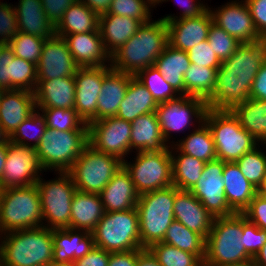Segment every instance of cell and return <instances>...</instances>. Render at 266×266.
<instances>
[{
    "mask_svg": "<svg viewBox=\"0 0 266 266\" xmlns=\"http://www.w3.org/2000/svg\"><path fill=\"white\" fill-rule=\"evenodd\" d=\"M266 61V39L242 43L217 69L208 109L231 110L250 98L253 81Z\"/></svg>",
    "mask_w": 266,
    "mask_h": 266,
    "instance_id": "6da1fadb",
    "label": "cell"
},
{
    "mask_svg": "<svg viewBox=\"0 0 266 266\" xmlns=\"http://www.w3.org/2000/svg\"><path fill=\"white\" fill-rule=\"evenodd\" d=\"M168 42L165 21H148L117 51L110 56L113 70L135 76L139 71L155 64Z\"/></svg>",
    "mask_w": 266,
    "mask_h": 266,
    "instance_id": "7a4b0ae2",
    "label": "cell"
},
{
    "mask_svg": "<svg viewBox=\"0 0 266 266\" xmlns=\"http://www.w3.org/2000/svg\"><path fill=\"white\" fill-rule=\"evenodd\" d=\"M2 240L0 266H40L52 263L53 240L50 228L42 226L10 231L4 233Z\"/></svg>",
    "mask_w": 266,
    "mask_h": 266,
    "instance_id": "3957f363",
    "label": "cell"
},
{
    "mask_svg": "<svg viewBox=\"0 0 266 266\" xmlns=\"http://www.w3.org/2000/svg\"><path fill=\"white\" fill-rule=\"evenodd\" d=\"M242 213L215 217L206 238L204 266H224L253 259L245 250Z\"/></svg>",
    "mask_w": 266,
    "mask_h": 266,
    "instance_id": "277c9868",
    "label": "cell"
},
{
    "mask_svg": "<svg viewBox=\"0 0 266 266\" xmlns=\"http://www.w3.org/2000/svg\"><path fill=\"white\" fill-rule=\"evenodd\" d=\"M41 199L36 186L11 187L0 193V237L10 231L42 227Z\"/></svg>",
    "mask_w": 266,
    "mask_h": 266,
    "instance_id": "5b68a950",
    "label": "cell"
},
{
    "mask_svg": "<svg viewBox=\"0 0 266 266\" xmlns=\"http://www.w3.org/2000/svg\"><path fill=\"white\" fill-rule=\"evenodd\" d=\"M175 186L139 195L136 205L142 249L162 242L174 218Z\"/></svg>",
    "mask_w": 266,
    "mask_h": 266,
    "instance_id": "8992f818",
    "label": "cell"
},
{
    "mask_svg": "<svg viewBox=\"0 0 266 266\" xmlns=\"http://www.w3.org/2000/svg\"><path fill=\"white\" fill-rule=\"evenodd\" d=\"M204 122L212 132L217 159L224 162H236L259 144L231 110L207 109Z\"/></svg>",
    "mask_w": 266,
    "mask_h": 266,
    "instance_id": "52a82bcc",
    "label": "cell"
},
{
    "mask_svg": "<svg viewBox=\"0 0 266 266\" xmlns=\"http://www.w3.org/2000/svg\"><path fill=\"white\" fill-rule=\"evenodd\" d=\"M91 233L95 247L110 253L142 249L136 207L126 211L105 212Z\"/></svg>",
    "mask_w": 266,
    "mask_h": 266,
    "instance_id": "ba28073f",
    "label": "cell"
},
{
    "mask_svg": "<svg viewBox=\"0 0 266 266\" xmlns=\"http://www.w3.org/2000/svg\"><path fill=\"white\" fill-rule=\"evenodd\" d=\"M88 144V131L47 128L35 149L44 170L68 172Z\"/></svg>",
    "mask_w": 266,
    "mask_h": 266,
    "instance_id": "9c48e42d",
    "label": "cell"
},
{
    "mask_svg": "<svg viewBox=\"0 0 266 266\" xmlns=\"http://www.w3.org/2000/svg\"><path fill=\"white\" fill-rule=\"evenodd\" d=\"M122 166L120 158L88 144L68 172L78 191L99 194Z\"/></svg>",
    "mask_w": 266,
    "mask_h": 266,
    "instance_id": "30bf717a",
    "label": "cell"
},
{
    "mask_svg": "<svg viewBox=\"0 0 266 266\" xmlns=\"http://www.w3.org/2000/svg\"><path fill=\"white\" fill-rule=\"evenodd\" d=\"M59 178L36 182L41 199L43 220L47 224L43 227L50 229L70 228L71 202L76 186L69 172H57Z\"/></svg>",
    "mask_w": 266,
    "mask_h": 266,
    "instance_id": "8fae6325",
    "label": "cell"
},
{
    "mask_svg": "<svg viewBox=\"0 0 266 266\" xmlns=\"http://www.w3.org/2000/svg\"><path fill=\"white\" fill-rule=\"evenodd\" d=\"M170 150L166 148L160 152L140 151L136 153L134 163L123 161V166L130 173L139 194L173 185Z\"/></svg>",
    "mask_w": 266,
    "mask_h": 266,
    "instance_id": "7c38bea8",
    "label": "cell"
},
{
    "mask_svg": "<svg viewBox=\"0 0 266 266\" xmlns=\"http://www.w3.org/2000/svg\"><path fill=\"white\" fill-rule=\"evenodd\" d=\"M42 170L44 169L34 147L8 140L5 166L0 180L1 189L34 185L41 178L38 174Z\"/></svg>",
    "mask_w": 266,
    "mask_h": 266,
    "instance_id": "4fadbf2b",
    "label": "cell"
},
{
    "mask_svg": "<svg viewBox=\"0 0 266 266\" xmlns=\"http://www.w3.org/2000/svg\"><path fill=\"white\" fill-rule=\"evenodd\" d=\"M207 109L205 100L189 95L159 103L156 114L165 141H169L172 132L179 133L189 128L193 117L197 118L198 123H203Z\"/></svg>",
    "mask_w": 266,
    "mask_h": 266,
    "instance_id": "5bb4252c",
    "label": "cell"
},
{
    "mask_svg": "<svg viewBox=\"0 0 266 266\" xmlns=\"http://www.w3.org/2000/svg\"><path fill=\"white\" fill-rule=\"evenodd\" d=\"M131 122L116 116L88 124V141L95 150L114 155L122 161L130 151Z\"/></svg>",
    "mask_w": 266,
    "mask_h": 266,
    "instance_id": "9a60e30c",
    "label": "cell"
},
{
    "mask_svg": "<svg viewBox=\"0 0 266 266\" xmlns=\"http://www.w3.org/2000/svg\"><path fill=\"white\" fill-rule=\"evenodd\" d=\"M224 161L215 159L205 163L200 179L190 192L215 217L229 216L236 213L225 197L223 181Z\"/></svg>",
    "mask_w": 266,
    "mask_h": 266,
    "instance_id": "2e32d148",
    "label": "cell"
},
{
    "mask_svg": "<svg viewBox=\"0 0 266 266\" xmlns=\"http://www.w3.org/2000/svg\"><path fill=\"white\" fill-rule=\"evenodd\" d=\"M111 70V66L78 67L76 70L74 108L86 124L97 121V100L103 78Z\"/></svg>",
    "mask_w": 266,
    "mask_h": 266,
    "instance_id": "e0dca14e",
    "label": "cell"
},
{
    "mask_svg": "<svg viewBox=\"0 0 266 266\" xmlns=\"http://www.w3.org/2000/svg\"><path fill=\"white\" fill-rule=\"evenodd\" d=\"M77 69L78 66L63 37L54 35L52 38L45 39L37 64V82L75 76Z\"/></svg>",
    "mask_w": 266,
    "mask_h": 266,
    "instance_id": "ac0fdd59",
    "label": "cell"
},
{
    "mask_svg": "<svg viewBox=\"0 0 266 266\" xmlns=\"http://www.w3.org/2000/svg\"><path fill=\"white\" fill-rule=\"evenodd\" d=\"M210 12L213 23L241 43H253L263 39L255 28L245 1L228 2L221 8L219 7L218 10L212 11L210 9Z\"/></svg>",
    "mask_w": 266,
    "mask_h": 266,
    "instance_id": "d6986e66",
    "label": "cell"
},
{
    "mask_svg": "<svg viewBox=\"0 0 266 266\" xmlns=\"http://www.w3.org/2000/svg\"><path fill=\"white\" fill-rule=\"evenodd\" d=\"M212 23L213 18L210 8L197 17L175 19L166 22L169 45L188 52L192 47L207 40Z\"/></svg>",
    "mask_w": 266,
    "mask_h": 266,
    "instance_id": "ffe728a7",
    "label": "cell"
},
{
    "mask_svg": "<svg viewBox=\"0 0 266 266\" xmlns=\"http://www.w3.org/2000/svg\"><path fill=\"white\" fill-rule=\"evenodd\" d=\"M82 231V232H81ZM53 260L55 264H71L84 257L94 247L93 234L86 230L52 229Z\"/></svg>",
    "mask_w": 266,
    "mask_h": 266,
    "instance_id": "44dd1931",
    "label": "cell"
},
{
    "mask_svg": "<svg viewBox=\"0 0 266 266\" xmlns=\"http://www.w3.org/2000/svg\"><path fill=\"white\" fill-rule=\"evenodd\" d=\"M174 218L205 240L209 236L214 217L188 190L175 187Z\"/></svg>",
    "mask_w": 266,
    "mask_h": 266,
    "instance_id": "7402d4cb",
    "label": "cell"
},
{
    "mask_svg": "<svg viewBox=\"0 0 266 266\" xmlns=\"http://www.w3.org/2000/svg\"><path fill=\"white\" fill-rule=\"evenodd\" d=\"M35 109L34 92L4 90L0 99V126L3 132L9 137Z\"/></svg>",
    "mask_w": 266,
    "mask_h": 266,
    "instance_id": "603a6c76",
    "label": "cell"
},
{
    "mask_svg": "<svg viewBox=\"0 0 266 266\" xmlns=\"http://www.w3.org/2000/svg\"><path fill=\"white\" fill-rule=\"evenodd\" d=\"M78 67L109 66L110 55L104 48L100 32L69 34L64 37Z\"/></svg>",
    "mask_w": 266,
    "mask_h": 266,
    "instance_id": "cb8c5ba5",
    "label": "cell"
},
{
    "mask_svg": "<svg viewBox=\"0 0 266 266\" xmlns=\"http://www.w3.org/2000/svg\"><path fill=\"white\" fill-rule=\"evenodd\" d=\"M105 212L126 211L135 208L139 199L130 173L124 166L99 193Z\"/></svg>",
    "mask_w": 266,
    "mask_h": 266,
    "instance_id": "d4e9b609",
    "label": "cell"
},
{
    "mask_svg": "<svg viewBox=\"0 0 266 266\" xmlns=\"http://www.w3.org/2000/svg\"><path fill=\"white\" fill-rule=\"evenodd\" d=\"M76 84L74 76L39 80L34 90L37 108H74Z\"/></svg>",
    "mask_w": 266,
    "mask_h": 266,
    "instance_id": "484cf974",
    "label": "cell"
},
{
    "mask_svg": "<svg viewBox=\"0 0 266 266\" xmlns=\"http://www.w3.org/2000/svg\"><path fill=\"white\" fill-rule=\"evenodd\" d=\"M166 144L156 112L138 116L131 122L130 150L160 152L170 147Z\"/></svg>",
    "mask_w": 266,
    "mask_h": 266,
    "instance_id": "4316f807",
    "label": "cell"
},
{
    "mask_svg": "<svg viewBox=\"0 0 266 266\" xmlns=\"http://www.w3.org/2000/svg\"><path fill=\"white\" fill-rule=\"evenodd\" d=\"M104 214L100 194L75 191L71 202L70 228L91 233Z\"/></svg>",
    "mask_w": 266,
    "mask_h": 266,
    "instance_id": "83f0119b",
    "label": "cell"
},
{
    "mask_svg": "<svg viewBox=\"0 0 266 266\" xmlns=\"http://www.w3.org/2000/svg\"><path fill=\"white\" fill-rule=\"evenodd\" d=\"M14 7L18 32L49 39L55 35V26L48 20L41 0H20Z\"/></svg>",
    "mask_w": 266,
    "mask_h": 266,
    "instance_id": "f1b7e54d",
    "label": "cell"
},
{
    "mask_svg": "<svg viewBox=\"0 0 266 266\" xmlns=\"http://www.w3.org/2000/svg\"><path fill=\"white\" fill-rule=\"evenodd\" d=\"M141 23L126 16L101 14L99 16V31L103 45L111 56L122 47L136 32Z\"/></svg>",
    "mask_w": 266,
    "mask_h": 266,
    "instance_id": "f546056e",
    "label": "cell"
},
{
    "mask_svg": "<svg viewBox=\"0 0 266 266\" xmlns=\"http://www.w3.org/2000/svg\"><path fill=\"white\" fill-rule=\"evenodd\" d=\"M223 181L228 205L236 213H242L257 194V188L243 176L235 162H224Z\"/></svg>",
    "mask_w": 266,
    "mask_h": 266,
    "instance_id": "4dcf8cb0",
    "label": "cell"
},
{
    "mask_svg": "<svg viewBox=\"0 0 266 266\" xmlns=\"http://www.w3.org/2000/svg\"><path fill=\"white\" fill-rule=\"evenodd\" d=\"M131 74L111 70L104 78L102 89L97 100V121L107 117H114L123 101Z\"/></svg>",
    "mask_w": 266,
    "mask_h": 266,
    "instance_id": "1f68e13d",
    "label": "cell"
},
{
    "mask_svg": "<svg viewBox=\"0 0 266 266\" xmlns=\"http://www.w3.org/2000/svg\"><path fill=\"white\" fill-rule=\"evenodd\" d=\"M99 14L82 1L72 4L55 26V35L65 37L69 34L100 32Z\"/></svg>",
    "mask_w": 266,
    "mask_h": 266,
    "instance_id": "d6a6232c",
    "label": "cell"
},
{
    "mask_svg": "<svg viewBox=\"0 0 266 266\" xmlns=\"http://www.w3.org/2000/svg\"><path fill=\"white\" fill-rule=\"evenodd\" d=\"M158 103L148 89L133 77L128 84L123 101L120 103L116 117L132 122L138 116L156 112Z\"/></svg>",
    "mask_w": 266,
    "mask_h": 266,
    "instance_id": "836d02e7",
    "label": "cell"
},
{
    "mask_svg": "<svg viewBox=\"0 0 266 266\" xmlns=\"http://www.w3.org/2000/svg\"><path fill=\"white\" fill-rule=\"evenodd\" d=\"M191 62L188 53L167 45L154 66L179 95H185L184 74Z\"/></svg>",
    "mask_w": 266,
    "mask_h": 266,
    "instance_id": "e575fe53",
    "label": "cell"
},
{
    "mask_svg": "<svg viewBox=\"0 0 266 266\" xmlns=\"http://www.w3.org/2000/svg\"><path fill=\"white\" fill-rule=\"evenodd\" d=\"M231 111L243 129L258 143L266 144V100L248 98L234 106Z\"/></svg>",
    "mask_w": 266,
    "mask_h": 266,
    "instance_id": "d590c367",
    "label": "cell"
},
{
    "mask_svg": "<svg viewBox=\"0 0 266 266\" xmlns=\"http://www.w3.org/2000/svg\"><path fill=\"white\" fill-rule=\"evenodd\" d=\"M174 145L170 149H178L181 153H185L206 163L217 159L213 135L205 122L199 123L198 128L193 133L188 134L187 138L179 140V143H174Z\"/></svg>",
    "mask_w": 266,
    "mask_h": 266,
    "instance_id": "8d00e7d4",
    "label": "cell"
},
{
    "mask_svg": "<svg viewBox=\"0 0 266 266\" xmlns=\"http://www.w3.org/2000/svg\"><path fill=\"white\" fill-rule=\"evenodd\" d=\"M172 158V182L173 185L179 190L190 191L200 179L203 168L205 166L204 161L181 153L178 149V156L173 155Z\"/></svg>",
    "mask_w": 266,
    "mask_h": 266,
    "instance_id": "74e56055",
    "label": "cell"
},
{
    "mask_svg": "<svg viewBox=\"0 0 266 266\" xmlns=\"http://www.w3.org/2000/svg\"><path fill=\"white\" fill-rule=\"evenodd\" d=\"M217 69L191 63L184 74L185 95L207 101L215 88Z\"/></svg>",
    "mask_w": 266,
    "mask_h": 266,
    "instance_id": "f35d334b",
    "label": "cell"
},
{
    "mask_svg": "<svg viewBox=\"0 0 266 266\" xmlns=\"http://www.w3.org/2000/svg\"><path fill=\"white\" fill-rule=\"evenodd\" d=\"M162 242L205 259L206 240L179 221L174 220L171 223Z\"/></svg>",
    "mask_w": 266,
    "mask_h": 266,
    "instance_id": "ab89813d",
    "label": "cell"
},
{
    "mask_svg": "<svg viewBox=\"0 0 266 266\" xmlns=\"http://www.w3.org/2000/svg\"><path fill=\"white\" fill-rule=\"evenodd\" d=\"M148 250L161 266H204V260L199 256L163 242L151 245Z\"/></svg>",
    "mask_w": 266,
    "mask_h": 266,
    "instance_id": "60d3db41",
    "label": "cell"
},
{
    "mask_svg": "<svg viewBox=\"0 0 266 266\" xmlns=\"http://www.w3.org/2000/svg\"><path fill=\"white\" fill-rule=\"evenodd\" d=\"M42 111L46 127L59 131H88L75 108H38Z\"/></svg>",
    "mask_w": 266,
    "mask_h": 266,
    "instance_id": "b9f144b4",
    "label": "cell"
},
{
    "mask_svg": "<svg viewBox=\"0 0 266 266\" xmlns=\"http://www.w3.org/2000/svg\"><path fill=\"white\" fill-rule=\"evenodd\" d=\"M134 77L148 89L158 104L180 96L154 65L139 71Z\"/></svg>",
    "mask_w": 266,
    "mask_h": 266,
    "instance_id": "7bdbcfd3",
    "label": "cell"
},
{
    "mask_svg": "<svg viewBox=\"0 0 266 266\" xmlns=\"http://www.w3.org/2000/svg\"><path fill=\"white\" fill-rule=\"evenodd\" d=\"M46 129L45 119L40 115L37 109L15 129L8 137V140L17 144L36 148ZM30 141H34V143H28Z\"/></svg>",
    "mask_w": 266,
    "mask_h": 266,
    "instance_id": "ee69618b",
    "label": "cell"
},
{
    "mask_svg": "<svg viewBox=\"0 0 266 266\" xmlns=\"http://www.w3.org/2000/svg\"><path fill=\"white\" fill-rule=\"evenodd\" d=\"M259 147H254L235 162L243 176L256 188L266 176V154Z\"/></svg>",
    "mask_w": 266,
    "mask_h": 266,
    "instance_id": "f6af8a7d",
    "label": "cell"
},
{
    "mask_svg": "<svg viewBox=\"0 0 266 266\" xmlns=\"http://www.w3.org/2000/svg\"><path fill=\"white\" fill-rule=\"evenodd\" d=\"M44 41L45 38L17 32L8 42V46L13 50L15 56L37 65Z\"/></svg>",
    "mask_w": 266,
    "mask_h": 266,
    "instance_id": "bcb514c9",
    "label": "cell"
},
{
    "mask_svg": "<svg viewBox=\"0 0 266 266\" xmlns=\"http://www.w3.org/2000/svg\"><path fill=\"white\" fill-rule=\"evenodd\" d=\"M151 6L155 5L150 0H112L107 12L103 14L126 16L143 24L150 21Z\"/></svg>",
    "mask_w": 266,
    "mask_h": 266,
    "instance_id": "7dc6e473",
    "label": "cell"
},
{
    "mask_svg": "<svg viewBox=\"0 0 266 266\" xmlns=\"http://www.w3.org/2000/svg\"><path fill=\"white\" fill-rule=\"evenodd\" d=\"M37 85V65L14 56L11 64V90L24 89L34 92Z\"/></svg>",
    "mask_w": 266,
    "mask_h": 266,
    "instance_id": "c3c4849f",
    "label": "cell"
},
{
    "mask_svg": "<svg viewBox=\"0 0 266 266\" xmlns=\"http://www.w3.org/2000/svg\"><path fill=\"white\" fill-rule=\"evenodd\" d=\"M207 41L221 62L227 60L242 44L214 23L210 26Z\"/></svg>",
    "mask_w": 266,
    "mask_h": 266,
    "instance_id": "681fc988",
    "label": "cell"
},
{
    "mask_svg": "<svg viewBox=\"0 0 266 266\" xmlns=\"http://www.w3.org/2000/svg\"><path fill=\"white\" fill-rule=\"evenodd\" d=\"M243 245L246 252L254 258L266 242V230L260 229L250 222L242 213V235Z\"/></svg>",
    "mask_w": 266,
    "mask_h": 266,
    "instance_id": "f907efd6",
    "label": "cell"
},
{
    "mask_svg": "<svg viewBox=\"0 0 266 266\" xmlns=\"http://www.w3.org/2000/svg\"><path fill=\"white\" fill-rule=\"evenodd\" d=\"M187 53L190 62L197 66L200 65L209 68H219L221 66L222 62L216 56L207 40L192 47Z\"/></svg>",
    "mask_w": 266,
    "mask_h": 266,
    "instance_id": "816d5d0a",
    "label": "cell"
},
{
    "mask_svg": "<svg viewBox=\"0 0 266 266\" xmlns=\"http://www.w3.org/2000/svg\"><path fill=\"white\" fill-rule=\"evenodd\" d=\"M12 6L0 2V41L6 44L18 32L16 12Z\"/></svg>",
    "mask_w": 266,
    "mask_h": 266,
    "instance_id": "f5cc1de1",
    "label": "cell"
},
{
    "mask_svg": "<svg viewBox=\"0 0 266 266\" xmlns=\"http://www.w3.org/2000/svg\"><path fill=\"white\" fill-rule=\"evenodd\" d=\"M242 213L250 222L260 229L266 230V198L256 194L250 205Z\"/></svg>",
    "mask_w": 266,
    "mask_h": 266,
    "instance_id": "db71d44e",
    "label": "cell"
},
{
    "mask_svg": "<svg viewBox=\"0 0 266 266\" xmlns=\"http://www.w3.org/2000/svg\"><path fill=\"white\" fill-rule=\"evenodd\" d=\"M258 34L266 39V0H245Z\"/></svg>",
    "mask_w": 266,
    "mask_h": 266,
    "instance_id": "11a10c76",
    "label": "cell"
},
{
    "mask_svg": "<svg viewBox=\"0 0 266 266\" xmlns=\"http://www.w3.org/2000/svg\"><path fill=\"white\" fill-rule=\"evenodd\" d=\"M78 0H41L48 20L56 26L67 9Z\"/></svg>",
    "mask_w": 266,
    "mask_h": 266,
    "instance_id": "9f6ffc18",
    "label": "cell"
},
{
    "mask_svg": "<svg viewBox=\"0 0 266 266\" xmlns=\"http://www.w3.org/2000/svg\"><path fill=\"white\" fill-rule=\"evenodd\" d=\"M14 56L8 44L0 53V88L4 90H11V64Z\"/></svg>",
    "mask_w": 266,
    "mask_h": 266,
    "instance_id": "6f0895ef",
    "label": "cell"
},
{
    "mask_svg": "<svg viewBox=\"0 0 266 266\" xmlns=\"http://www.w3.org/2000/svg\"><path fill=\"white\" fill-rule=\"evenodd\" d=\"M166 0H160L157 5L161 2H164ZM168 1V0H167ZM178 4L182 6L184 9L181 16H172V15H167L166 17L161 18V20L165 22H169L175 19H183V18H190V17H197L201 14H203L209 7L203 5V3H200L199 1L197 2L196 0H177ZM176 17V18H175Z\"/></svg>",
    "mask_w": 266,
    "mask_h": 266,
    "instance_id": "680465c9",
    "label": "cell"
},
{
    "mask_svg": "<svg viewBox=\"0 0 266 266\" xmlns=\"http://www.w3.org/2000/svg\"><path fill=\"white\" fill-rule=\"evenodd\" d=\"M110 252L94 247L84 257L76 259L72 266H108Z\"/></svg>",
    "mask_w": 266,
    "mask_h": 266,
    "instance_id": "91938a15",
    "label": "cell"
},
{
    "mask_svg": "<svg viewBox=\"0 0 266 266\" xmlns=\"http://www.w3.org/2000/svg\"><path fill=\"white\" fill-rule=\"evenodd\" d=\"M138 249L110 253L108 266H136Z\"/></svg>",
    "mask_w": 266,
    "mask_h": 266,
    "instance_id": "94428289",
    "label": "cell"
},
{
    "mask_svg": "<svg viewBox=\"0 0 266 266\" xmlns=\"http://www.w3.org/2000/svg\"><path fill=\"white\" fill-rule=\"evenodd\" d=\"M250 98L266 100V61L256 74L250 91Z\"/></svg>",
    "mask_w": 266,
    "mask_h": 266,
    "instance_id": "6125c7cd",
    "label": "cell"
},
{
    "mask_svg": "<svg viewBox=\"0 0 266 266\" xmlns=\"http://www.w3.org/2000/svg\"><path fill=\"white\" fill-rule=\"evenodd\" d=\"M136 266H161L148 249H138Z\"/></svg>",
    "mask_w": 266,
    "mask_h": 266,
    "instance_id": "be15d7a7",
    "label": "cell"
},
{
    "mask_svg": "<svg viewBox=\"0 0 266 266\" xmlns=\"http://www.w3.org/2000/svg\"><path fill=\"white\" fill-rule=\"evenodd\" d=\"M99 15L106 13L112 0H80Z\"/></svg>",
    "mask_w": 266,
    "mask_h": 266,
    "instance_id": "e7e4bbea",
    "label": "cell"
},
{
    "mask_svg": "<svg viewBox=\"0 0 266 266\" xmlns=\"http://www.w3.org/2000/svg\"><path fill=\"white\" fill-rule=\"evenodd\" d=\"M7 149H8V141L6 143H0V180L2 178L4 171Z\"/></svg>",
    "mask_w": 266,
    "mask_h": 266,
    "instance_id": "03108f58",
    "label": "cell"
},
{
    "mask_svg": "<svg viewBox=\"0 0 266 266\" xmlns=\"http://www.w3.org/2000/svg\"><path fill=\"white\" fill-rule=\"evenodd\" d=\"M257 266H266V242L260 251L253 258Z\"/></svg>",
    "mask_w": 266,
    "mask_h": 266,
    "instance_id": "003e7915",
    "label": "cell"
},
{
    "mask_svg": "<svg viewBox=\"0 0 266 266\" xmlns=\"http://www.w3.org/2000/svg\"><path fill=\"white\" fill-rule=\"evenodd\" d=\"M257 194L263 198H266V176L262 180V183L257 188Z\"/></svg>",
    "mask_w": 266,
    "mask_h": 266,
    "instance_id": "a7ac6f4b",
    "label": "cell"
},
{
    "mask_svg": "<svg viewBox=\"0 0 266 266\" xmlns=\"http://www.w3.org/2000/svg\"><path fill=\"white\" fill-rule=\"evenodd\" d=\"M224 266H257V264L255 263L253 259H250V260H246L240 263L227 264Z\"/></svg>",
    "mask_w": 266,
    "mask_h": 266,
    "instance_id": "89a4df30",
    "label": "cell"
},
{
    "mask_svg": "<svg viewBox=\"0 0 266 266\" xmlns=\"http://www.w3.org/2000/svg\"><path fill=\"white\" fill-rule=\"evenodd\" d=\"M8 141V136L3 132L0 126V143H6Z\"/></svg>",
    "mask_w": 266,
    "mask_h": 266,
    "instance_id": "2644e50d",
    "label": "cell"
},
{
    "mask_svg": "<svg viewBox=\"0 0 266 266\" xmlns=\"http://www.w3.org/2000/svg\"><path fill=\"white\" fill-rule=\"evenodd\" d=\"M50 266H72L71 264H55L51 263Z\"/></svg>",
    "mask_w": 266,
    "mask_h": 266,
    "instance_id": "8c879c8a",
    "label": "cell"
},
{
    "mask_svg": "<svg viewBox=\"0 0 266 266\" xmlns=\"http://www.w3.org/2000/svg\"><path fill=\"white\" fill-rule=\"evenodd\" d=\"M6 45H7L6 43L0 41V53H1L2 49H3Z\"/></svg>",
    "mask_w": 266,
    "mask_h": 266,
    "instance_id": "753ad0ef",
    "label": "cell"
},
{
    "mask_svg": "<svg viewBox=\"0 0 266 266\" xmlns=\"http://www.w3.org/2000/svg\"><path fill=\"white\" fill-rule=\"evenodd\" d=\"M154 5H156L160 0H150Z\"/></svg>",
    "mask_w": 266,
    "mask_h": 266,
    "instance_id": "34e18365",
    "label": "cell"
},
{
    "mask_svg": "<svg viewBox=\"0 0 266 266\" xmlns=\"http://www.w3.org/2000/svg\"><path fill=\"white\" fill-rule=\"evenodd\" d=\"M3 92H4V89L0 88V99H1Z\"/></svg>",
    "mask_w": 266,
    "mask_h": 266,
    "instance_id": "11e5206c",
    "label": "cell"
}]
</instances>
